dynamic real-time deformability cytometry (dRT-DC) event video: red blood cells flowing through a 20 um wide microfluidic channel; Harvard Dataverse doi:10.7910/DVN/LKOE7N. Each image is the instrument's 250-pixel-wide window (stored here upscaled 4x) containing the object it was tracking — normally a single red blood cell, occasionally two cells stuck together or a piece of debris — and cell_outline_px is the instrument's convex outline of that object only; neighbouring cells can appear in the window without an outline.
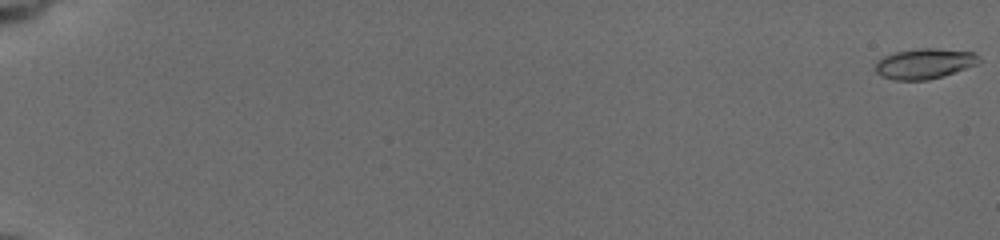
{"species": "common noctule bat (a hibernating species)", "species_latin": "Nyctalus noctula", "temperature_condition": "cold", "stored_images_in_passage": 58, "camera_frame_rate_fps": 3000, "um_per_image_px": 0.085, "animal": {"sex": "female", "body_mass_g": 19.5, "forearm_length_mm": 54.1}, "frame": {"image": 1, "passage_image": 1, "time_ms": 0.0, "image_size_px": [1000, 240], "cell_outline_px": [[980, 64], [944, 76], [928, 80], [892, 80], [880, 76], [876, 72], [876, 64], [884, 56], [896, 52], [920, 48], [936, 48], [976, 52], [980, 56]], "centroid_in_image_um": [78.65, 5.41], "position_along_channel_um": 6.4, "area_um2": 18.55}}
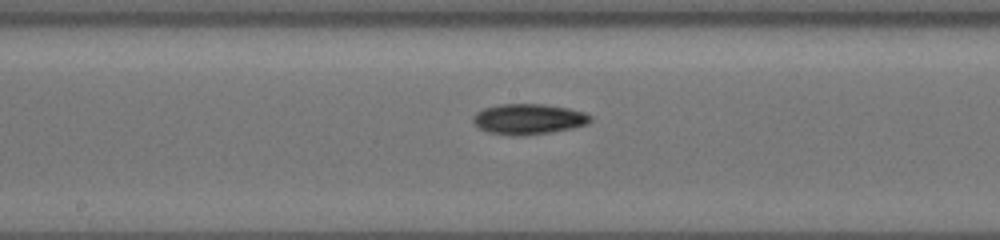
{"frame": {"image": 2, "passage_image": 34, "time_ms": 11.0, "image_size_px": [1000, 240], "cell_outline_px": [[592, 120], [588, 124], [572, 128], [552, 132], [524, 136], [512, 136], [488, 132], [480, 128], [472, 120], [472, 116], [476, 112], [484, 108], [500, 104], [544, 104], [568, 108], [584, 112], [592, 116]], "centroid_in_image_um": [44.93, 10.13], "position_along_channel_um": 203.3, "area_um2": 21.04}}
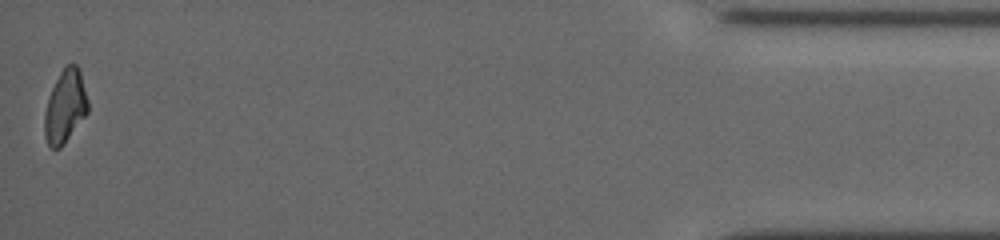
{"frame": {"image": 3, "passage_image": 58, "time_ms": 19.0, "image_size_px": [1000, 240], "cell_outline_px": [[88, 112], [60, 148], [52, 148], [48, 144], [44, 136], [44, 112], [52, 88], [60, 72], [68, 64], [76, 64], [80, 68], [88, 100]], "centroid_in_image_um": [5.54, 9.03], "position_along_channel_um": 429.7, "area_um2": 18.32}, "authors_computed_cell_mechanics": {"area_um2": 18.8139, "velocity_mm_per_s": 3.7708, "shape_relaxation_time_tau1_ms": 3.0888, "shape_relaxation_time_tau2_ms": 7.0286, "deformation_change_tau1": 0.1283, "deformation_change_tau2": 0.1418}}